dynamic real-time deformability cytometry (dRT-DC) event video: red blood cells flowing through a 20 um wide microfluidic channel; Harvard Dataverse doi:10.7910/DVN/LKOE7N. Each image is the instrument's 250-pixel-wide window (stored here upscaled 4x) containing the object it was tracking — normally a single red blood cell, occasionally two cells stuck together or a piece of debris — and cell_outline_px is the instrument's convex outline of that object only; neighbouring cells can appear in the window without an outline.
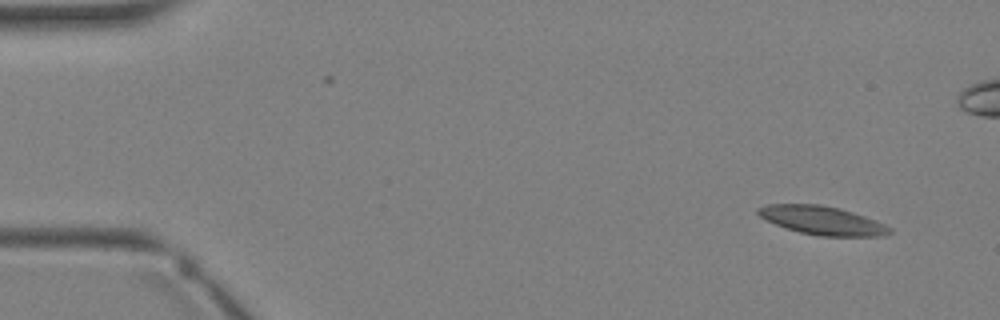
{"species": "Egyptian fruit bat (a non-hibernating species)", "species_latin": "Rousettus aegyptiacus", "temperature_condition": "warm", "stored_images_in_passage": 4, "camera_frame_rate_fps": 3000, "um_per_image_px": 0.085, "animal": {"sex": "female"}, "frame": {"image": 1, "passage_image": 1, "time_ms": 0.0, "image_size_px": [1000, 320], "cell_outline_px": [[892, 232], [884, 236], [820, 236], [800, 232], [776, 224], [760, 216], [756, 212], [756, 208], [768, 204], [820, 204], [840, 208], [876, 220], [892, 228]], "centroid_in_image_um": [69.91, 18.73], "position_along_channel_um": 15.1, "area_um2": 21.79}}